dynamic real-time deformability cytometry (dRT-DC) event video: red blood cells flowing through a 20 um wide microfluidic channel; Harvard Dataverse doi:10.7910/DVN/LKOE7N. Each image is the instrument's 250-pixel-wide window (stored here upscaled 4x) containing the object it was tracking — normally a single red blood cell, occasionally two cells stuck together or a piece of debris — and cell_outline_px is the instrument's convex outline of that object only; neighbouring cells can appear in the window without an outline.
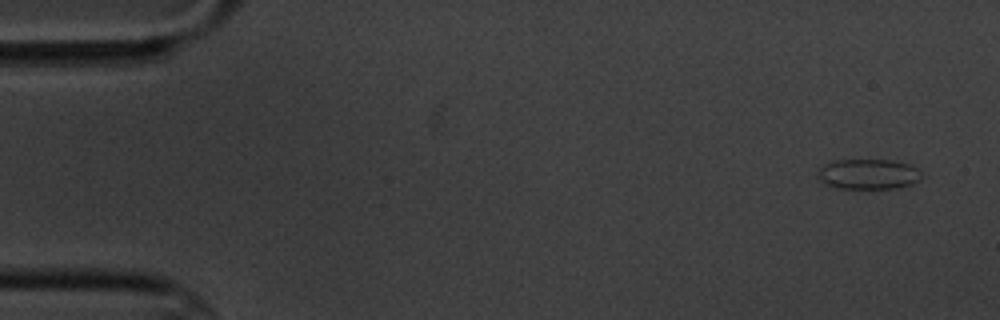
{"species": "common noctule bat (a hibernating species)", "species_latin": "Nyctalus noctula", "temperature_condition": "cold", "stored_images_in_passage": 5, "camera_frame_rate_fps": 3000, "um_per_image_px": 0.085, "animal": {"sex": "male", "body_mass_g": 20.1, "forearm_length_mm": 53.5}, "frame": {"image": 1, "passage_image": 1, "time_ms": 0.0, "image_size_px": [1000, 320], "cell_outline_px": [[924, 176], [920, 180], [912, 184], [896, 188], [836, 188], [824, 184], [816, 176], [816, 172], [824, 164], [832, 160], [892, 160], [908, 164], [916, 168]], "centroid_in_image_um": [73.78, 14.8], "position_along_channel_um": 11.2, "area_um2": 18.5}}
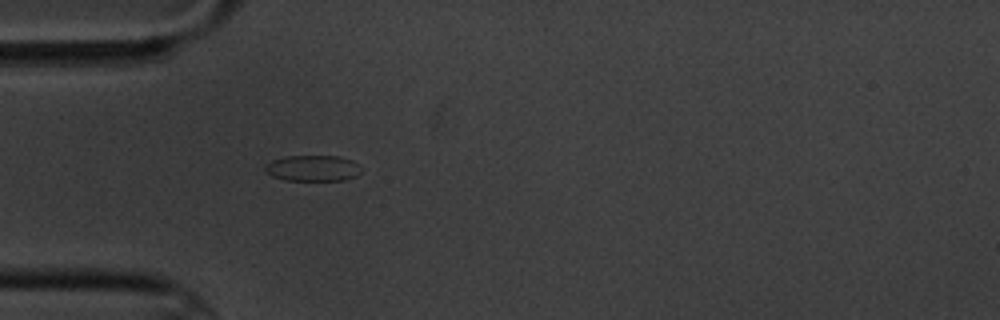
{"frame": {"image": 2, "passage_image": 5, "time_ms": 4.667, "image_size_px": [1000, 320], "cell_outline_px": [[360, 172], [356, 176], [344, 180], [284, 180], [272, 176], [264, 168], [264, 164], [272, 160], [284, 156], [340, 156], [352, 160], [356, 164]], "centroid_in_image_um": [26.54, 14.29], "position_along_channel_um": 58.5, "area_um2": 14.45}}